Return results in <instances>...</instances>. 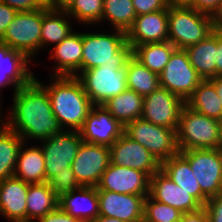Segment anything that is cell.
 Masks as SVG:
<instances>
[{
    "mask_svg": "<svg viewBox=\"0 0 222 222\" xmlns=\"http://www.w3.org/2000/svg\"><path fill=\"white\" fill-rule=\"evenodd\" d=\"M13 96L6 126L25 142L30 138L42 141L63 131L53 115L48 93L35 79L20 87Z\"/></svg>",
    "mask_w": 222,
    "mask_h": 222,
    "instance_id": "obj_1",
    "label": "cell"
},
{
    "mask_svg": "<svg viewBox=\"0 0 222 222\" xmlns=\"http://www.w3.org/2000/svg\"><path fill=\"white\" fill-rule=\"evenodd\" d=\"M35 80L48 93L53 115L61 128L79 131L93 105L79 79L76 76H51L48 85H43L36 77Z\"/></svg>",
    "mask_w": 222,
    "mask_h": 222,
    "instance_id": "obj_2",
    "label": "cell"
},
{
    "mask_svg": "<svg viewBox=\"0 0 222 222\" xmlns=\"http://www.w3.org/2000/svg\"><path fill=\"white\" fill-rule=\"evenodd\" d=\"M215 29V17L192 7H168V41L186 49L206 39Z\"/></svg>",
    "mask_w": 222,
    "mask_h": 222,
    "instance_id": "obj_3",
    "label": "cell"
},
{
    "mask_svg": "<svg viewBox=\"0 0 222 222\" xmlns=\"http://www.w3.org/2000/svg\"><path fill=\"white\" fill-rule=\"evenodd\" d=\"M113 32L83 33L82 71L105 64H126L132 56L126 33L117 29Z\"/></svg>",
    "mask_w": 222,
    "mask_h": 222,
    "instance_id": "obj_4",
    "label": "cell"
},
{
    "mask_svg": "<svg viewBox=\"0 0 222 222\" xmlns=\"http://www.w3.org/2000/svg\"><path fill=\"white\" fill-rule=\"evenodd\" d=\"M179 152L219 148V121L183 107L176 131Z\"/></svg>",
    "mask_w": 222,
    "mask_h": 222,
    "instance_id": "obj_5",
    "label": "cell"
},
{
    "mask_svg": "<svg viewBox=\"0 0 222 222\" xmlns=\"http://www.w3.org/2000/svg\"><path fill=\"white\" fill-rule=\"evenodd\" d=\"M126 64H109L82 71L77 78L93 105H103L127 87Z\"/></svg>",
    "mask_w": 222,
    "mask_h": 222,
    "instance_id": "obj_6",
    "label": "cell"
},
{
    "mask_svg": "<svg viewBox=\"0 0 222 222\" xmlns=\"http://www.w3.org/2000/svg\"><path fill=\"white\" fill-rule=\"evenodd\" d=\"M177 129L157 126L137 118L125 126L124 133L146 148L161 164L179 153Z\"/></svg>",
    "mask_w": 222,
    "mask_h": 222,
    "instance_id": "obj_7",
    "label": "cell"
},
{
    "mask_svg": "<svg viewBox=\"0 0 222 222\" xmlns=\"http://www.w3.org/2000/svg\"><path fill=\"white\" fill-rule=\"evenodd\" d=\"M42 19L43 6L34 11L17 12L0 42L24 53L32 60L41 49Z\"/></svg>",
    "mask_w": 222,
    "mask_h": 222,
    "instance_id": "obj_8",
    "label": "cell"
},
{
    "mask_svg": "<svg viewBox=\"0 0 222 222\" xmlns=\"http://www.w3.org/2000/svg\"><path fill=\"white\" fill-rule=\"evenodd\" d=\"M179 153L189 162L201 191L208 198L222 192L221 149H191Z\"/></svg>",
    "mask_w": 222,
    "mask_h": 222,
    "instance_id": "obj_9",
    "label": "cell"
},
{
    "mask_svg": "<svg viewBox=\"0 0 222 222\" xmlns=\"http://www.w3.org/2000/svg\"><path fill=\"white\" fill-rule=\"evenodd\" d=\"M202 81L184 49H176L159 74L160 86L181 97L185 102Z\"/></svg>",
    "mask_w": 222,
    "mask_h": 222,
    "instance_id": "obj_10",
    "label": "cell"
},
{
    "mask_svg": "<svg viewBox=\"0 0 222 222\" xmlns=\"http://www.w3.org/2000/svg\"><path fill=\"white\" fill-rule=\"evenodd\" d=\"M40 142L48 182L56 173L68 172L83 140L79 131L63 130Z\"/></svg>",
    "mask_w": 222,
    "mask_h": 222,
    "instance_id": "obj_11",
    "label": "cell"
},
{
    "mask_svg": "<svg viewBox=\"0 0 222 222\" xmlns=\"http://www.w3.org/2000/svg\"><path fill=\"white\" fill-rule=\"evenodd\" d=\"M110 163L108 146L82 142L71 168L80 186L97 187Z\"/></svg>",
    "mask_w": 222,
    "mask_h": 222,
    "instance_id": "obj_12",
    "label": "cell"
},
{
    "mask_svg": "<svg viewBox=\"0 0 222 222\" xmlns=\"http://www.w3.org/2000/svg\"><path fill=\"white\" fill-rule=\"evenodd\" d=\"M185 101L166 88L159 87L144 97L142 119L157 126L177 129Z\"/></svg>",
    "mask_w": 222,
    "mask_h": 222,
    "instance_id": "obj_13",
    "label": "cell"
},
{
    "mask_svg": "<svg viewBox=\"0 0 222 222\" xmlns=\"http://www.w3.org/2000/svg\"><path fill=\"white\" fill-rule=\"evenodd\" d=\"M124 129L103 105H92L79 133L85 143L110 147L124 134Z\"/></svg>",
    "mask_w": 222,
    "mask_h": 222,
    "instance_id": "obj_14",
    "label": "cell"
},
{
    "mask_svg": "<svg viewBox=\"0 0 222 222\" xmlns=\"http://www.w3.org/2000/svg\"><path fill=\"white\" fill-rule=\"evenodd\" d=\"M109 148L111 164L144 172L149 177L160 170L161 164L154 156L125 133Z\"/></svg>",
    "mask_w": 222,
    "mask_h": 222,
    "instance_id": "obj_15",
    "label": "cell"
},
{
    "mask_svg": "<svg viewBox=\"0 0 222 222\" xmlns=\"http://www.w3.org/2000/svg\"><path fill=\"white\" fill-rule=\"evenodd\" d=\"M147 195L98 190L99 215L126 222H143L144 200Z\"/></svg>",
    "mask_w": 222,
    "mask_h": 222,
    "instance_id": "obj_16",
    "label": "cell"
},
{
    "mask_svg": "<svg viewBox=\"0 0 222 222\" xmlns=\"http://www.w3.org/2000/svg\"><path fill=\"white\" fill-rule=\"evenodd\" d=\"M150 177L129 167L109 164L102 173L97 190L122 194H149Z\"/></svg>",
    "mask_w": 222,
    "mask_h": 222,
    "instance_id": "obj_17",
    "label": "cell"
},
{
    "mask_svg": "<svg viewBox=\"0 0 222 222\" xmlns=\"http://www.w3.org/2000/svg\"><path fill=\"white\" fill-rule=\"evenodd\" d=\"M29 62L24 53L0 42V91L13 84L15 94L20 87L29 85L35 79L34 72L28 67Z\"/></svg>",
    "mask_w": 222,
    "mask_h": 222,
    "instance_id": "obj_18",
    "label": "cell"
},
{
    "mask_svg": "<svg viewBox=\"0 0 222 222\" xmlns=\"http://www.w3.org/2000/svg\"><path fill=\"white\" fill-rule=\"evenodd\" d=\"M149 195L182 213L194 212L203 207L190 193L174 183L161 170L150 177Z\"/></svg>",
    "mask_w": 222,
    "mask_h": 222,
    "instance_id": "obj_19",
    "label": "cell"
},
{
    "mask_svg": "<svg viewBox=\"0 0 222 222\" xmlns=\"http://www.w3.org/2000/svg\"><path fill=\"white\" fill-rule=\"evenodd\" d=\"M126 38L132 49L145 43L168 41V8L138 15Z\"/></svg>",
    "mask_w": 222,
    "mask_h": 222,
    "instance_id": "obj_20",
    "label": "cell"
},
{
    "mask_svg": "<svg viewBox=\"0 0 222 222\" xmlns=\"http://www.w3.org/2000/svg\"><path fill=\"white\" fill-rule=\"evenodd\" d=\"M83 33L71 32L50 49V58L56 59L52 76H78L82 72ZM80 71V72H79Z\"/></svg>",
    "mask_w": 222,
    "mask_h": 222,
    "instance_id": "obj_21",
    "label": "cell"
},
{
    "mask_svg": "<svg viewBox=\"0 0 222 222\" xmlns=\"http://www.w3.org/2000/svg\"><path fill=\"white\" fill-rule=\"evenodd\" d=\"M29 184L15 176L0 181V215L10 222H26Z\"/></svg>",
    "mask_w": 222,
    "mask_h": 222,
    "instance_id": "obj_22",
    "label": "cell"
},
{
    "mask_svg": "<svg viewBox=\"0 0 222 222\" xmlns=\"http://www.w3.org/2000/svg\"><path fill=\"white\" fill-rule=\"evenodd\" d=\"M58 206L72 217L90 222L99 216L97 187L81 186L59 198Z\"/></svg>",
    "mask_w": 222,
    "mask_h": 222,
    "instance_id": "obj_23",
    "label": "cell"
},
{
    "mask_svg": "<svg viewBox=\"0 0 222 222\" xmlns=\"http://www.w3.org/2000/svg\"><path fill=\"white\" fill-rule=\"evenodd\" d=\"M160 170L190 193L202 206L206 205L209 198L201 191L189 162L180 153L162 162Z\"/></svg>",
    "mask_w": 222,
    "mask_h": 222,
    "instance_id": "obj_24",
    "label": "cell"
},
{
    "mask_svg": "<svg viewBox=\"0 0 222 222\" xmlns=\"http://www.w3.org/2000/svg\"><path fill=\"white\" fill-rule=\"evenodd\" d=\"M25 144L24 141L20 147L13 176L30 184L45 183V158L42 148L40 146L25 147Z\"/></svg>",
    "mask_w": 222,
    "mask_h": 222,
    "instance_id": "obj_25",
    "label": "cell"
},
{
    "mask_svg": "<svg viewBox=\"0 0 222 222\" xmlns=\"http://www.w3.org/2000/svg\"><path fill=\"white\" fill-rule=\"evenodd\" d=\"M185 51L203 80L216 77V28L206 39L187 47Z\"/></svg>",
    "mask_w": 222,
    "mask_h": 222,
    "instance_id": "obj_26",
    "label": "cell"
},
{
    "mask_svg": "<svg viewBox=\"0 0 222 222\" xmlns=\"http://www.w3.org/2000/svg\"><path fill=\"white\" fill-rule=\"evenodd\" d=\"M70 19L66 11L50 10L43 5L41 49L60 43L73 32Z\"/></svg>",
    "mask_w": 222,
    "mask_h": 222,
    "instance_id": "obj_27",
    "label": "cell"
},
{
    "mask_svg": "<svg viewBox=\"0 0 222 222\" xmlns=\"http://www.w3.org/2000/svg\"><path fill=\"white\" fill-rule=\"evenodd\" d=\"M108 112L124 127L142 116L144 97L131 89H126L103 104Z\"/></svg>",
    "mask_w": 222,
    "mask_h": 222,
    "instance_id": "obj_28",
    "label": "cell"
},
{
    "mask_svg": "<svg viewBox=\"0 0 222 222\" xmlns=\"http://www.w3.org/2000/svg\"><path fill=\"white\" fill-rule=\"evenodd\" d=\"M59 199L49 183L29 184L26 198V222H34L58 207Z\"/></svg>",
    "mask_w": 222,
    "mask_h": 222,
    "instance_id": "obj_29",
    "label": "cell"
},
{
    "mask_svg": "<svg viewBox=\"0 0 222 222\" xmlns=\"http://www.w3.org/2000/svg\"><path fill=\"white\" fill-rule=\"evenodd\" d=\"M177 48L169 41L137 45L132 56L151 72L160 74Z\"/></svg>",
    "mask_w": 222,
    "mask_h": 222,
    "instance_id": "obj_30",
    "label": "cell"
},
{
    "mask_svg": "<svg viewBox=\"0 0 222 222\" xmlns=\"http://www.w3.org/2000/svg\"><path fill=\"white\" fill-rule=\"evenodd\" d=\"M185 103L190 109L207 117L217 120L222 118L220 98L209 80H203Z\"/></svg>",
    "mask_w": 222,
    "mask_h": 222,
    "instance_id": "obj_31",
    "label": "cell"
},
{
    "mask_svg": "<svg viewBox=\"0 0 222 222\" xmlns=\"http://www.w3.org/2000/svg\"><path fill=\"white\" fill-rule=\"evenodd\" d=\"M24 140L6 125L0 130V181L12 177Z\"/></svg>",
    "mask_w": 222,
    "mask_h": 222,
    "instance_id": "obj_32",
    "label": "cell"
},
{
    "mask_svg": "<svg viewBox=\"0 0 222 222\" xmlns=\"http://www.w3.org/2000/svg\"><path fill=\"white\" fill-rule=\"evenodd\" d=\"M127 87L142 97L154 92L160 87L159 75L151 72L133 56L127 60Z\"/></svg>",
    "mask_w": 222,
    "mask_h": 222,
    "instance_id": "obj_33",
    "label": "cell"
},
{
    "mask_svg": "<svg viewBox=\"0 0 222 222\" xmlns=\"http://www.w3.org/2000/svg\"><path fill=\"white\" fill-rule=\"evenodd\" d=\"M137 17L132 0H104L101 23L108 20L112 30L127 31L133 26Z\"/></svg>",
    "mask_w": 222,
    "mask_h": 222,
    "instance_id": "obj_34",
    "label": "cell"
},
{
    "mask_svg": "<svg viewBox=\"0 0 222 222\" xmlns=\"http://www.w3.org/2000/svg\"><path fill=\"white\" fill-rule=\"evenodd\" d=\"M103 3L104 0H75L66 12L79 23L93 25L101 23Z\"/></svg>",
    "mask_w": 222,
    "mask_h": 222,
    "instance_id": "obj_35",
    "label": "cell"
},
{
    "mask_svg": "<svg viewBox=\"0 0 222 222\" xmlns=\"http://www.w3.org/2000/svg\"><path fill=\"white\" fill-rule=\"evenodd\" d=\"M182 212L153 199L149 194L144 200L143 222H180Z\"/></svg>",
    "mask_w": 222,
    "mask_h": 222,
    "instance_id": "obj_36",
    "label": "cell"
},
{
    "mask_svg": "<svg viewBox=\"0 0 222 222\" xmlns=\"http://www.w3.org/2000/svg\"><path fill=\"white\" fill-rule=\"evenodd\" d=\"M48 183L58 199L81 187L71 167L68 168V172L56 173Z\"/></svg>",
    "mask_w": 222,
    "mask_h": 222,
    "instance_id": "obj_37",
    "label": "cell"
},
{
    "mask_svg": "<svg viewBox=\"0 0 222 222\" xmlns=\"http://www.w3.org/2000/svg\"><path fill=\"white\" fill-rule=\"evenodd\" d=\"M136 15L148 14L169 7L168 0H132Z\"/></svg>",
    "mask_w": 222,
    "mask_h": 222,
    "instance_id": "obj_38",
    "label": "cell"
},
{
    "mask_svg": "<svg viewBox=\"0 0 222 222\" xmlns=\"http://www.w3.org/2000/svg\"><path fill=\"white\" fill-rule=\"evenodd\" d=\"M204 208L209 222H222V192L209 198Z\"/></svg>",
    "mask_w": 222,
    "mask_h": 222,
    "instance_id": "obj_39",
    "label": "cell"
},
{
    "mask_svg": "<svg viewBox=\"0 0 222 222\" xmlns=\"http://www.w3.org/2000/svg\"><path fill=\"white\" fill-rule=\"evenodd\" d=\"M17 12H27L40 9L44 4L40 0H0Z\"/></svg>",
    "mask_w": 222,
    "mask_h": 222,
    "instance_id": "obj_40",
    "label": "cell"
},
{
    "mask_svg": "<svg viewBox=\"0 0 222 222\" xmlns=\"http://www.w3.org/2000/svg\"><path fill=\"white\" fill-rule=\"evenodd\" d=\"M193 8L215 17L222 8V0H193Z\"/></svg>",
    "mask_w": 222,
    "mask_h": 222,
    "instance_id": "obj_41",
    "label": "cell"
},
{
    "mask_svg": "<svg viewBox=\"0 0 222 222\" xmlns=\"http://www.w3.org/2000/svg\"><path fill=\"white\" fill-rule=\"evenodd\" d=\"M35 222H83L82 220L72 217L63 211L59 206L43 217L37 219Z\"/></svg>",
    "mask_w": 222,
    "mask_h": 222,
    "instance_id": "obj_42",
    "label": "cell"
},
{
    "mask_svg": "<svg viewBox=\"0 0 222 222\" xmlns=\"http://www.w3.org/2000/svg\"><path fill=\"white\" fill-rule=\"evenodd\" d=\"M16 13L17 11L15 9L9 7L7 4L0 2V39L4 35L6 28L13 20Z\"/></svg>",
    "mask_w": 222,
    "mask_h": 222,
    "instance_id": "obj_43",
    "label": "cell"
},
{
    "mask_svg": "<svg viewBox=\"0 0 222 222\" xmlns=\"http://www.w3.org/2000/svg\"><path fill=\"white\" fill-rule=\"evenodd\" d=\"M180 222H209V219L203 206L197 211L183 213Z\"/></svg>",
    "mask_w": 222,
    "mask_h": 222,
    "instance_id": "obj_44",
    "label": "cell"
},
{
    "mask_svg": "<svg viewBox=\"0 0 222 222\" xmlns=\"http://www.w3.org/2000/svg\"><path fill=\"white\" fill-rule=\"evenodd\" d=\"M216 76H222V30L216 28Z\"/></svg>",
    "mask_w": 222,
    "mask_h": 222,
    "instance_id": "obj_45",
    "label": "cell"
},
{
    "mask_svg": "<svg viewBox=\"0 0 222 222\" xmlns=\"http://www.w3.org/2000/svg\"><path fill=\"white\" fill-rule=\"evenodd\" d=\"M75 0H48L45 4L50 10L66 11Z\"/></svg>",
    "mask_w": 222,
    "mask_h": 222,
    "instance_id": "obj_46",
    "label": "cell"
},
{
    "mask_svg": "<svg viewBox=\"0 0 222 222\" xmlns=\"http://www.w3.org/2000/svg\"><path fill=\"white\" fill-rule=\"evenodd\" d=\"M209 81L214 85L216 89V93L218 97L220 98L221 107H222V76L213 77L209 79Z\"/></svg>",
    "mask_w": 222,
    "mask_h": 222,
    "instance_id": "obj_47",
    "label": "cell"
},
{
    "mask_svg": "<svg viewBox=\"0 0 222 222\" xmlns=\"http://www.w3.org/2000/svg\"><path fill=\"white\" fill-rule=\"evenodd\" d=\"M171 6H186L193 8V0H168Z\"/></svg>",
    "mask_w": 222,
    "mask_h": 222,
    "instance_id": "obj_48",
    "label": "cell"
},
{
    "mask_svg": "<svg viewBox=\"0 0 222 222\" xmlns=\"http://www.w3.org/2000/svg\"><path fill=\"white\" fill-rule=\"evenodd\" d=\"M90 222H126L117 218H111V217H104L102 215H99L94 220H91Z\"/></svg>",
    "mask_w": 222,
    "mask_h": 222,
    "instance_id": "obj_49",
    "label": "cell"
},
{
    "mask_svg": "<svg viewBox=\"0 0 222 222\" xmlns=\"http://www.w3.org/2000/svg\"><path fill=\"white\" fill-rule=\"evenodd\" d=\"M215 28L222 30V8L220 12L215 16Z\"/></svg>",
    "mask_w": 222,
    "mask_h": 222,
    "instance_id": "obj_50",
    "label": "cell"
},
{
    "mask_svg": "<svg viewBox=\"0 0 222 222\" xmlns=\"http://www.w3.org/2000/svg\"><path fill=\"white\" fill-rule=\"evenodd\" d=\"M219 121V149L222 150V118Z\"/></svg>",
    "mask_w": 222,
    "mask_h": 222,
    "instance_id": "obj_51",
    "label": "cell"
},
{
    "mask_svg": "<svg viewBox=\"0 0 222 222\" xmlns=\"http://www.w3.org/2000/svg\"><path fill=\"white\" fill-rule=\"evenodd\" d=\"M0 102H1V100H0ZM1 105H2V104H0V111L2 110V109H1ZM1 117H2V116H1V113H0V130L6 125L5 119L2 120ZM1 121H2V122H1ZM3 121H4V122H3Z\"/></svg>",
    "mask_w": 222,
    "mask_h": 222,
    "instance_id": "obj_52",
    "label": "cell"
},
{
    "mask_svg": "<svg viewBox=\"0 0 222 222\" xmlns=\"http://www.w3.org/2000/svg\"><path fill=\"white\" fill-rule=\"evenodd\" d=\"M44 5L48 2V0H40Z\"/></svg>",
    "mask_w": 222,
    "mask_h": 222,
    "instance_id": "obj_53",
    "label": "cell"
}]
</instances>
